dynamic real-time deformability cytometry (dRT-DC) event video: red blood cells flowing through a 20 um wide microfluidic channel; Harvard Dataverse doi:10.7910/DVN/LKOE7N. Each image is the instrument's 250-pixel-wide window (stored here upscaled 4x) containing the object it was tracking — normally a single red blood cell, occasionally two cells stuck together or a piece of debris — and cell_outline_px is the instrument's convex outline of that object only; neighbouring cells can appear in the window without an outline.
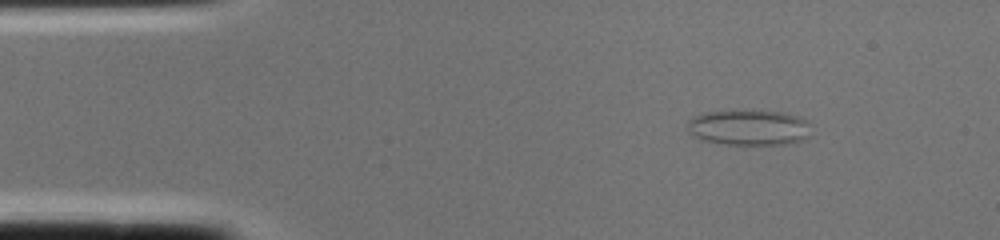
{"species": "common noctule bat (a hibernating species)", "species_latin": "Nyctalus noctula", "temperature_condition": "cold", "stored_images_in_passage": 1, "camera_frame_rate_fps": 3000, "um_per_image_px": 0.085, "animal": {"sex": "female", "body_mass_g": 22.0, "forearm_length_mm": 56.7}, "frame": {"image": 1, "passage_image": 1, "time_ms": 0.0, "image_size_px": [1000, 240], "cell_outline_px": [[812, 136], [804, 140], [784, 144], [724, 144], [700, 140], [688, 132], [688, 120], [692, 116], [704, 112], [780, 112], [796, 116], [804, 120], [808, 124]], "centroid_in_image_um": [63.63, 10.87], "position_along_channel_um": 21.4, "area_um2": 25.26}}